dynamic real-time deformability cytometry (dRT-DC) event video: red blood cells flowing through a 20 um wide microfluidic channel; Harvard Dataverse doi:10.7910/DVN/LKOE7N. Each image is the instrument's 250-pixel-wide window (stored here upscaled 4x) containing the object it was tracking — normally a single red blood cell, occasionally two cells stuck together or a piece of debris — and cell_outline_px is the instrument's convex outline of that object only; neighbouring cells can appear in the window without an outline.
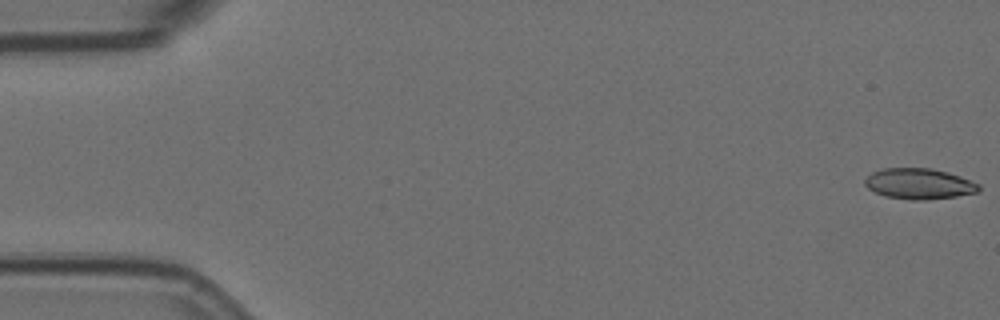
{"species": "Egyptian fruit bat (a non-hibernating species)", "species_latin": "Rousettus aegyptiacus", "temperature_condition": "room temperature", "stored_images_in_passage": 54, "camera_frame_rate_fps": 3000, "um_per_image_px": 0.085, "animal": {"sex": "female"}, "frame": {"image": 1, "passage_image": 1, "time_ms": 0.0, "image_size_px": [1000, 320], "cell_outline_px": [[980, 188], [976, 192], [956, 196], [924, 200], [912, 200], [884, 196], [868, 188], [864, 184], [864, 180], [872, 172], [880, 168], [932, 168], [948, 172], [960, 176], [980, 184]], "centroid_in_image_um": [78.1, 15.61], "position_along_channel_um": 6.9, "area_um2": 20.4}}
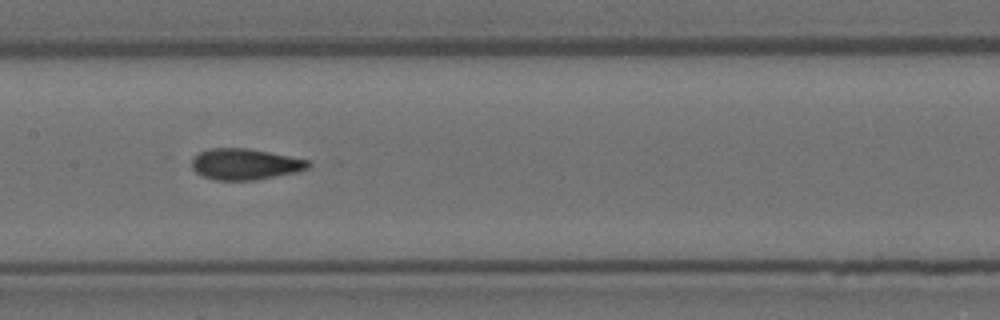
{"frame": {"image": 2, "passage_image": 28, "time_ms": 9.0, "image_size_px": [1000, 320], "cell_outline_px": [[312, 164], [308, 168], [296, 172], [256, 180], [212, 180], [196, 172], [192, 168], [192, 160], [200, 152], [208, 148], [248, 148], [308, 160]], "centroid_in_image_um": [20.82, 13.96], "position_along_channel_um": 186.6, "area_um2": 20.98}}
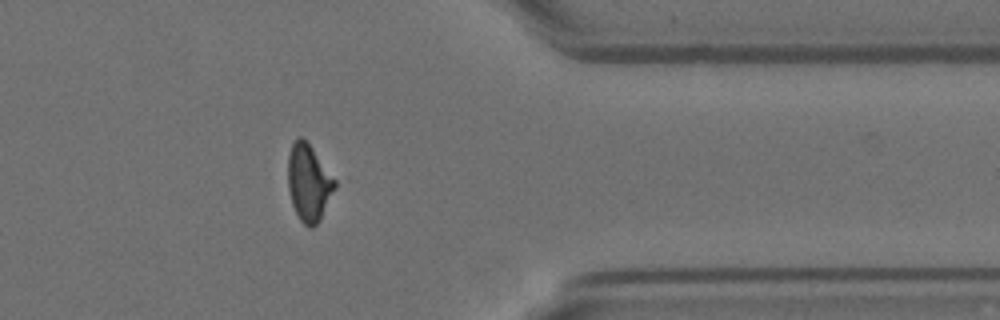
{"frame": {"image": 3, "passage_image": 46, "time_ms": 15.0, "image_size_px": [1000, 320], "cell_outline_px": [[336, 188], [320, 220], [312, 228], [308, 228], [300, 220], [292, 204], [288, 188], [288, 156], [292, 144], [300, 136], [312, 148], [336, 180]], "centroid_in_image_um": [26.25, 15.57], "position_along_channel_um": 385.2, "area_um2": 20.81}, "authors_computed_cell_mechanics": {"area_um2": 21.0392, "velocity_mm_per_s": 3.5779, "shape_relaxation_time_tau1_ms": 6.4979, "shape_relaxation_time_tau2_ms": 2.0052, "deformation_change_tau1": 0.1761, "deformation_change_tau2": 0.0667}}